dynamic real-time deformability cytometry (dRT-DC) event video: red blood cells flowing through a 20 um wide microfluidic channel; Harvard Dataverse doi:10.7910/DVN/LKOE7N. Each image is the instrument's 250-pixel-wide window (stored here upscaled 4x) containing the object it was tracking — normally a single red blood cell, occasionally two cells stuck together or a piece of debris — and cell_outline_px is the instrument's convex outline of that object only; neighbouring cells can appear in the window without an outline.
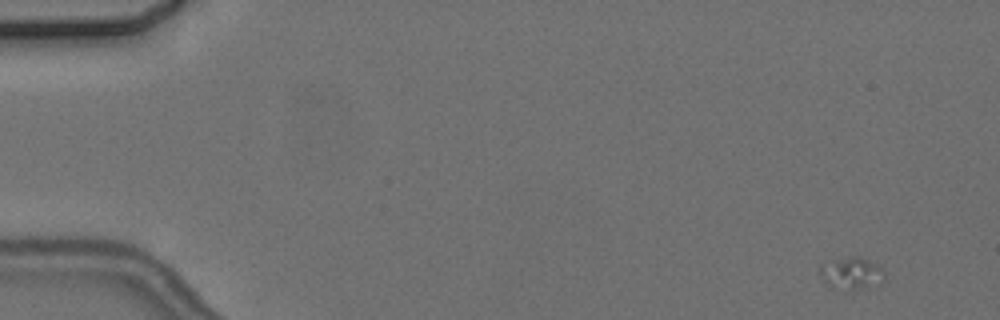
{"species": "common noctule bat (a hibernating species)", "species_latin": "Nyctalus noctula", "temperature_condition": "cold", "stored_images_in_passage": 5, "camera_frame_rate_fps": 3000, "um_per_image_px": 0.085, "animal": {"sex": "female", "body_mass_g": 24.6, "forearm_length_mm": 56.2}, "frame": {"image": 1, "passage_image": 1, "time_ms": 0.0, "image_size_px": [1000, 320], "cell_outline_px": [[884, 280], [880, 284], [868, 288], [852, 292], [848, 292], [828, 284], [824, 280], [820, 272], [820, 268], [832, 260], [852, 256], [860, 256], [876, 264], [884, 272]], "centroid_in_image_um": [72.44, 23.27], "position_along_channel_um": 12.6, "area_um2": 12.14}}